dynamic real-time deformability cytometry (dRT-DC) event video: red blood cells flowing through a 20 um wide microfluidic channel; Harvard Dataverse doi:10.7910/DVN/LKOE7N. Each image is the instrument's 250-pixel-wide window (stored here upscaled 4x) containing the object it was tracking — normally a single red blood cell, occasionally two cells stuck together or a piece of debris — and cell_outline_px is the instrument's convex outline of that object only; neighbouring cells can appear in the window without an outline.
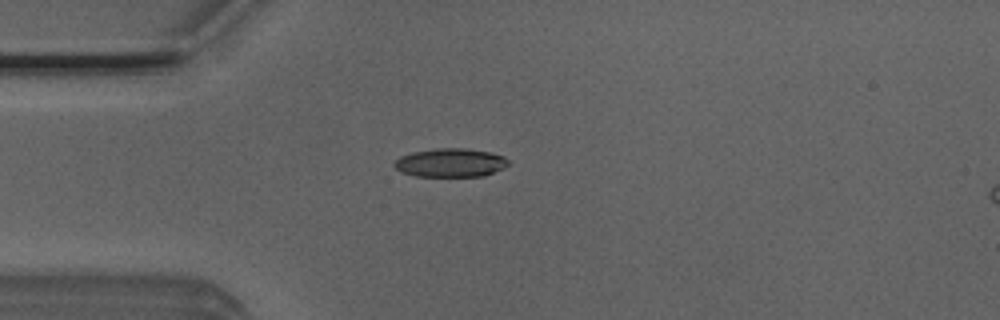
{"species": "Egyptian fruit bat (a non-hibernating species)", "species_latin": "Rousettus aegyptiacus", "temperature_condition": "room temperature", "stored_images_in_passage": 40, "camera_frame_rate_fps": 3000, "um_per_image_px": 0.085, "animal": {"sex": "male"}, "frame": {"image": 1, "passage_image": 1, "time_ms": 0.0, "image_size_px": [1000, 320], "cell_outline_px": [[508, 164], [504, 168], [484, 176], [416, 176], [400, 172], [392, 164], [400, 156], [412, 152], [436, 148], [464, 148], [488, 152], [504, 156], [508, 160]], "centroid_in_image_um": [38.27, 13.83], "position_along_channel_um": 46.7, "area_um2": 19.02}}
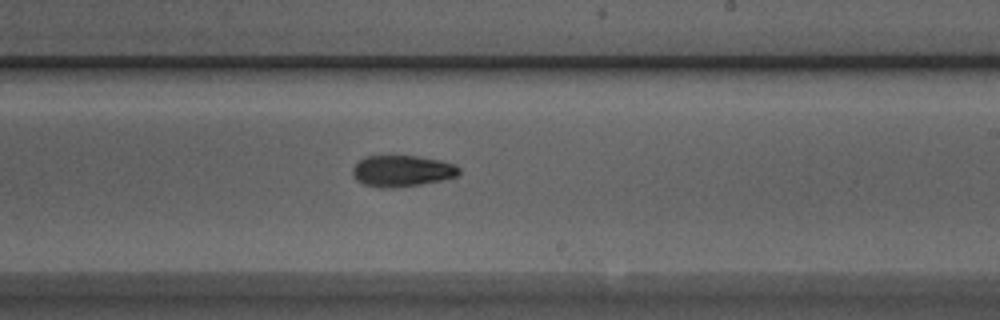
{"frame": {"image": 2, "passage_image": 18, "time_ms": 5.667, "image_size_px": [1000, 320], "cell_outline_px": [[460, 172], [456, 176], [440, 180], [420, 184], [392, 188], [376, 188], [364, 184], [356, 180], [352, 172], [352, 168], [364, 156], [416, 156], [440, 160], [456, 164], [460, 168]], "centroid_in_image_um": [34.16, 14.53], "position_along_channel_um": 254.8, "area_um2": 19.42}}
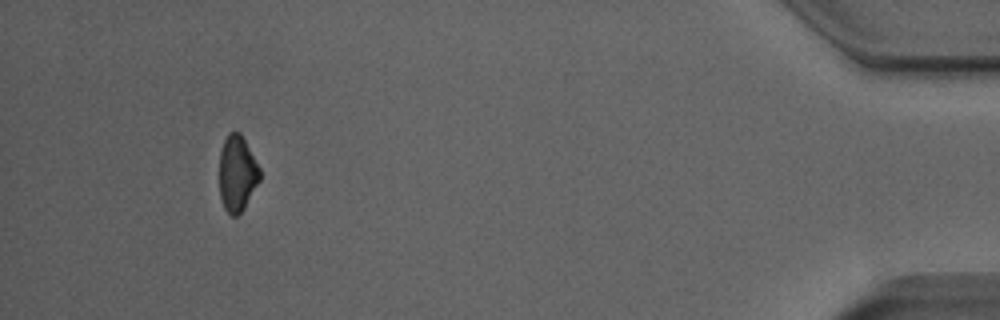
{"frame": {"image": 3, "passage_image": 36, "time_ms": 11.667, "image_size_px": [1000, 320], "cell_outline_px": [[260, 180], [244, 208], [236, 216], [232, 216], [224, 208], [220, 196], [220, 152], [224, 140], [228, 132], [240, 132], [260, 168]], "centroid_in_image_um": [20.16, 14.74], "position_along_channel_um": 415.0, "area_um2": 17.74}, "authors_computed_cell_mechanics": {"area_um2": 19.0451, "velocity_mm_per_s": 3.9001, "shape_relaxation_time_tau1_ms": 9.158, "shape_relaxation_time_tau2_ms": 4.4764, "deformation_change_tau1": 0.2208, "deformation_change_tau2": 0.0971}}